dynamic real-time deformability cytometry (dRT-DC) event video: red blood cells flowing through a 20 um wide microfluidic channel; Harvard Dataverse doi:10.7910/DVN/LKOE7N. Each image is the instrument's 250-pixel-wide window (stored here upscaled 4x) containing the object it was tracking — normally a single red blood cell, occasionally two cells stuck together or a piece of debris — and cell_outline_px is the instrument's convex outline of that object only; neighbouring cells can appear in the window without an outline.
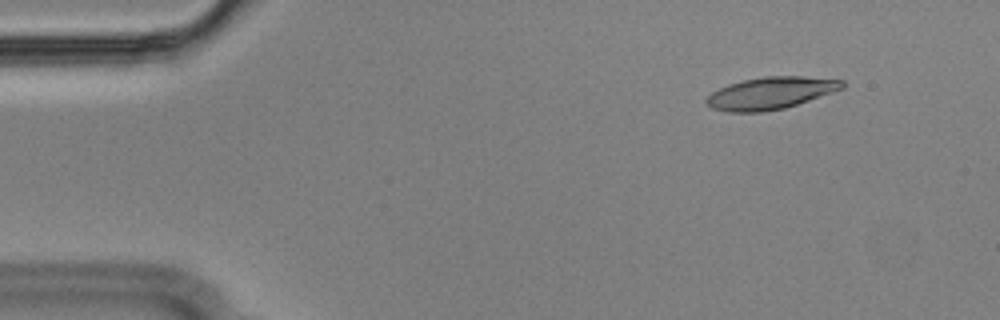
{"species": "Egyptian fruit bat (a non-hibernating species)", "species_latin": "Rousettus aegyptiacus", "temperature_condition": "cold", "stored_images_in_passage": 56, "camera_frame_rate_fps": 3000, "um_per_image_px": 0.085, "animal": {"sex": "male"}, "frame": {"image": 1, "passage_image": 6, "time_ms": 1.667, "image_size_px": [1000, 320], "cell_outline_px": [[844, 88], [784, 108], [760, 112], [728, 112], [712, 108], [704, 104], [704, 100], [712, 92], [728, 84], [744, 80], [764, 76], [804, 76], [844, 80]], "centroid_in_image_um": [65.46, 7.91], "position_along_channel_um": 19.5, "area_um2": 25.32}}
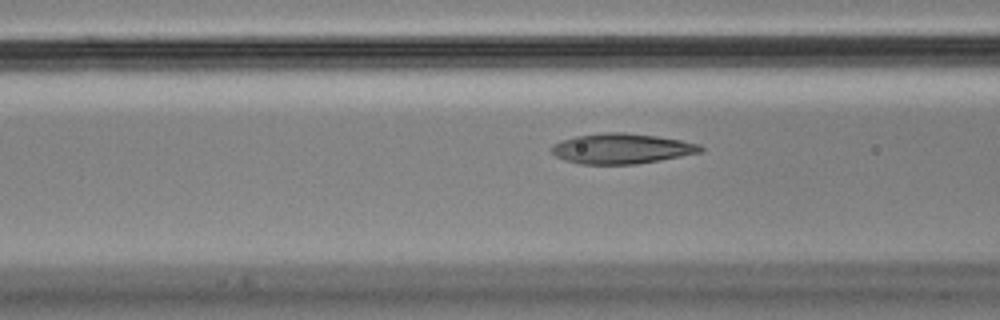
{"frame": {"image": 2, "passage_image": 21, "time_ms": 6.667, "image_size_px": [1000, 320], "cell_outline_px": [[704, 152], [660, 160], [636, 164], [580, 164], [564, 160], [556, 156], [552, 152], [552, 144], [560, 140], [576, 136], [604, 132], [624, 132], [656, 136], [680, 140], [700, 144], [704, 148]], "centroid_in_image_um": [52.84, 12.63], "position_along_channel_um": 113.8, "area_um2": 26.36}}
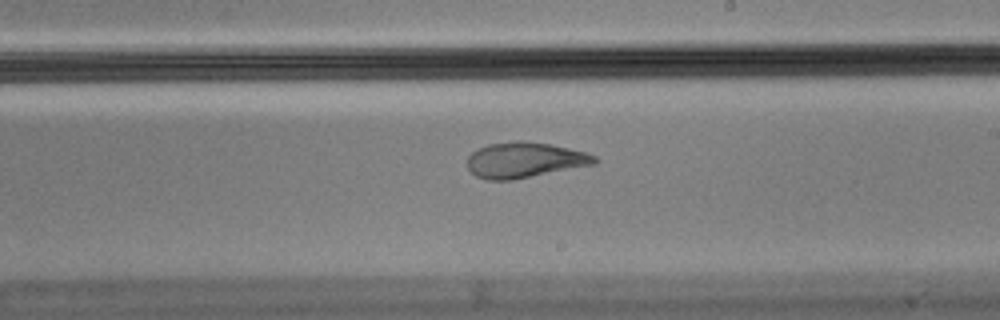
{"frame": {"image": 3, "passage_image": 32, "time_ms": 10.333, "image_size_px": [1000, 320], "cell_outline_px": [[600, 160], [596, 164], [512, 180], [488, 180], [476, 176], [468, 168], [468, 156], [472, 152], [488, 144], [520, 140], [524, 140], [552, 144], [584, 152], [596, 156]], "centroid_in_image_um": [44.62, 13.6], "position_along_channel_um": 244.4, "area_um2": 26.36}, "authors_computed_cell_mechanics": {"area_um2": 26.2412, "velocity_mm_per_s": 3.5626, "shape_relaxation_time_tau1_ms": null, "shape_relaxation_time_tau2_ms": 1.4673, "deformation_change_tau1": null, "deformation_change_tau2": 0.0731}}